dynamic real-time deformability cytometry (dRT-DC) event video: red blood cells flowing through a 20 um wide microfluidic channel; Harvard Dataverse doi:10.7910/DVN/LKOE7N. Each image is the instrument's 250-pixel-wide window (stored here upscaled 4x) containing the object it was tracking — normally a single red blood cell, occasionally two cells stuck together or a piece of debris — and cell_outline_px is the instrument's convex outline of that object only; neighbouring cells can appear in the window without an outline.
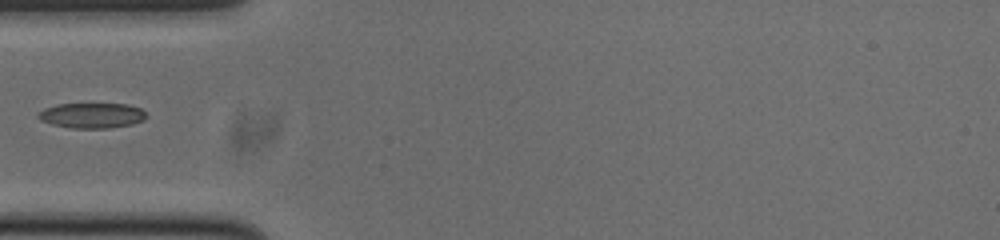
{"species": "common noctule bat (a hibernating species)", "species_latin": "Nyctalus noctula", "temperature_condition": "cold", "stored_images_in_passage": 36, "camera_frame_rate_fps": 3000, "um_per_image_px": 0.085, "animal": {"sex": "male", "body_mass_g": 20.0, "forearm_length_mm": 53.3}, "frame": {"image": 1, "passage_image": 1, "time_ms": 0.0, "image_size_px": [1000, 240], "cell_outline_px": [[148, 116], [144, 120], [132, 124], [108, 128], [72, 128], [52, 124], [40, 120], [36, 116], [44, 108], [56, 104], [128, 104], [140, 108]], "centroid_in_image_um": [7.81, 9.81], "position_along_channel_um": 77.2, "area_um2": 15.9}}